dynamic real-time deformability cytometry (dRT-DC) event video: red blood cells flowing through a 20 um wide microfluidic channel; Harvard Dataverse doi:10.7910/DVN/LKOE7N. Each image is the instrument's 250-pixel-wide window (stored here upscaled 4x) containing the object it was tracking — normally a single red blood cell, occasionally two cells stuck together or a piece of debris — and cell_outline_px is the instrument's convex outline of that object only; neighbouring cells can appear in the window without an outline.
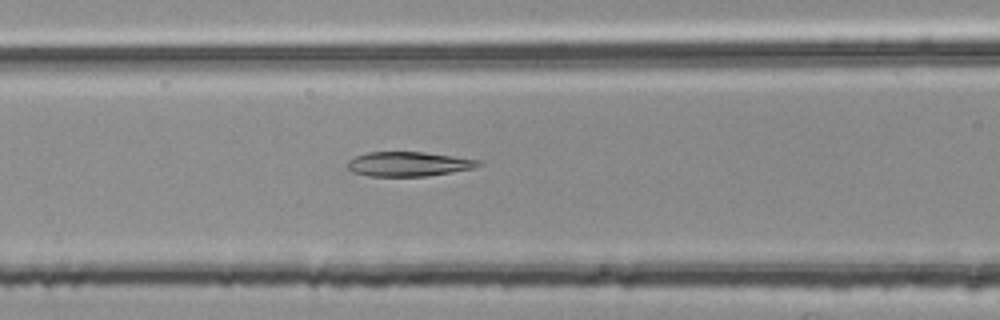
{"species": "common noctule bat (a hibernating species)", "species_latin": "Nyctalus noctula", "temperature_condition": "room temperature", "stored_images_in_passage": 37, "camera_frame_rate_fps": 3000, "um_per_image_px": 0.085, "animal": {"sex": "female", "body_mass_g": 25.1}, "frame": {"image": 1, "passage_image": 6, "time_ms": 1.667, "image_size_px": [1000, 320], "cell_outline_px": [[484, 164], [472, 168], [452, 172], [428, 176], [368, 176], [352, 172], [348, 168], [348, 160], [356, 156], [368, 152], [420, 152], [452, 156], [480, 160]], "centroid_in_image_um": [34.72, 13.95], "position_along_channel_um": 131.9, "area_um2": 18.61}}
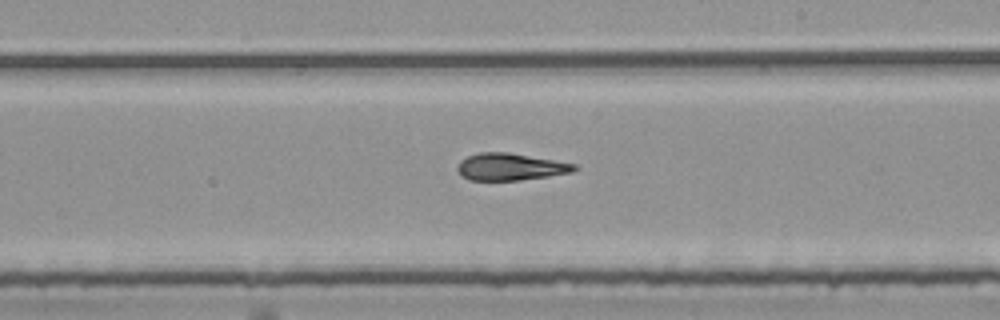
{"frame": {"image": 2, "passage_image": 15, "time_ms": 4.667, "image_size_px": [1000, 320], "cell_outline_px": [[580, 168], [572, 172], [548, 176], [520, 180], [468, 180], [460, 176], [456, 168], [460, 160], [468, 156], [480, 152], [508, 152], [576, 164]], "centroid_in_image_um": [43.35, 14.18], "position_along_channel_um": 245.6, "area_um2": 18.5}}
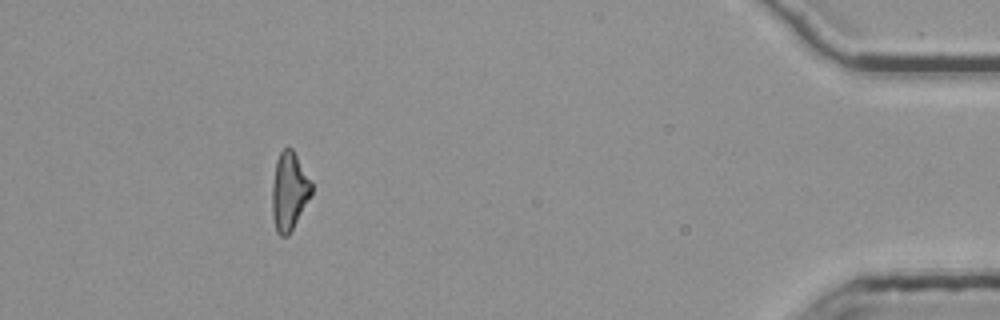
{"frame": {"image": 3, "passage_image": 33, "time_ms": 10.667, "image_size_px": [1000, 320], "cell_outline_px": [[312, 192], [288, 236], [280, 236], [276, 232], [272, 216], [272, 184], [276, 160], [280, 152], [284, 148], [292, 148], [312, 180]], "centroid_in_image_um": [24.57, 16.24], "position_along_channel_um": 410.6, "area_um2": 17.92}, "authors_computed_cell_mechanics": {"area_um2": 18.3804, "velocity_mm_per_s": 3.8023, "shape_relaxation_time_tau1_ms": null, "shape_relaxation_time_tau2_ms": 4.8228, "deformation_change_tau1": null, "deformation_change_tau2": 0.1389}}